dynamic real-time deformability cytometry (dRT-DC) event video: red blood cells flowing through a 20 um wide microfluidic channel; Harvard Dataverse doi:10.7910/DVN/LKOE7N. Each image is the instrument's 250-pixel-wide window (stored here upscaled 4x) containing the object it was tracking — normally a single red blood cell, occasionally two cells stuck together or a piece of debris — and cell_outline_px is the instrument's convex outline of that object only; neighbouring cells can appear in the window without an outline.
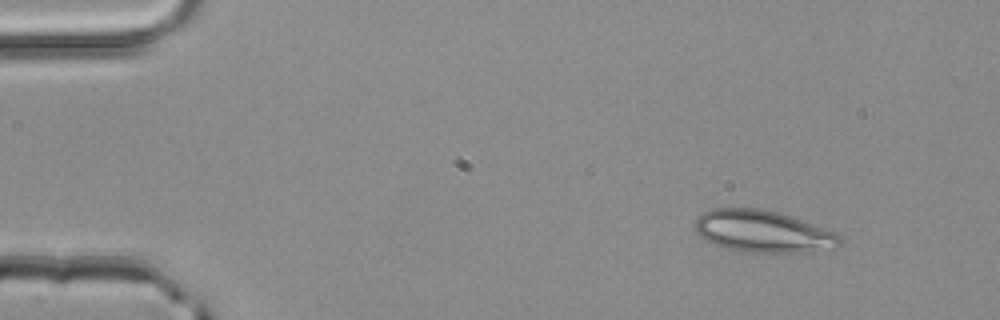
{"species": "common noctule bat (a hibernating species)", "species_latin": "Nyctalus noctula", "temperature_condition": "room temperature", "stored_images_in_passage": 3, "camera_frame_rate_fps": 3000, "um_per_image_px": 0.085, "animal": {"sex": "male", "body_mass_g": 20.4}, "frame": {"image": 1, "passage_image": 1, "time_ms": 0.0, "image_size_px": [1000, 320], "cell_outline_px": [[840, 244], [836, 248], [808, 252], [736, 252], [712, 244], [700, 236], [696, 232], [696, 216], [712, 208], [760, 208], [792, 216], [836, 232], [840, 236]], "centroid_in_image_um": [64.83, 19.68], "position_along_channel_um": 20.2, "area_um2": 35.72}}